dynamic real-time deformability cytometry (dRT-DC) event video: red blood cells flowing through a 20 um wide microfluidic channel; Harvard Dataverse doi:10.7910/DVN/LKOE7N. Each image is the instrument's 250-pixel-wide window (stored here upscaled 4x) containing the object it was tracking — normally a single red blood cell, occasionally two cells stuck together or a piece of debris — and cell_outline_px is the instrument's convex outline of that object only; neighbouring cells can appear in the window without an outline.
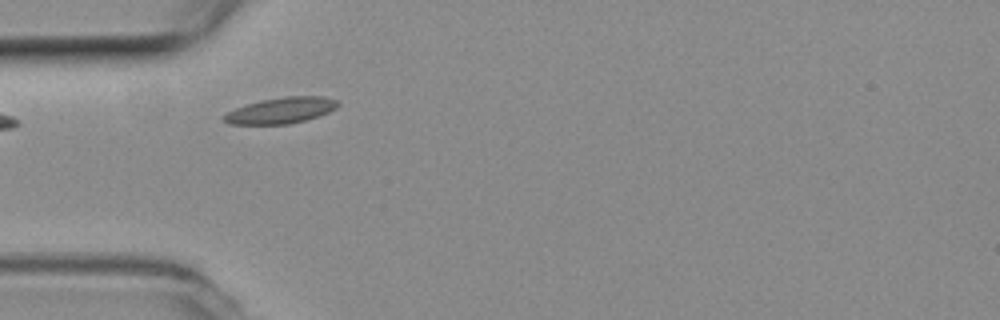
{"species": "common noctule bat (a hibernating species)", "species_latin": "Nyctalus noctula", "temperature_condition": "room temperature", "stored_images_in_passage": 4, "camera_frame_rate_fps": 3000, "um_per_image_px": 0.085, "animal": {"sex": "female", "body_mass_g": 19.3, "forearm_length_mm": 54.1}, "frame": {"image": 1, "passage_image": 3, "time_ms": 0.667, "image_size_px": [1000, 320], "cell_outline_px": [[340, 104], [336, 108], [328, 112], [304, 120], [288, 124], [228, 124], [220, 120], [220, 116], [236, 108], [260, 100], [284, 96], [324, 96], [340, 100]], "centroid_in_image_um": [23.86, 9.38], "position_along_channel_um": 61.1, "area_um2": 17.4}}
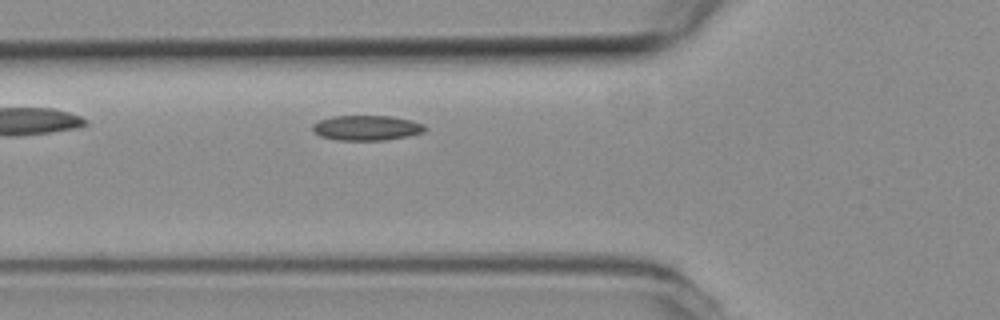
{"frame": {"image": 2, "passage_image": 4, "time_ms": 1.0, "image_size_px": [1000, 320], "cell_outline_px": [[428, 128], [424, 132], [408, 136], [384, 140], [336, 140], [320, 136], [312, 132], [312, 124], [320, 120], [332, 116], [392, 116], [412, 120], [424, 124]], "centroid_in_image_um": [31.17, 10.87], "position_along_channel_um": 94.6, "area_um2": 16.59}}